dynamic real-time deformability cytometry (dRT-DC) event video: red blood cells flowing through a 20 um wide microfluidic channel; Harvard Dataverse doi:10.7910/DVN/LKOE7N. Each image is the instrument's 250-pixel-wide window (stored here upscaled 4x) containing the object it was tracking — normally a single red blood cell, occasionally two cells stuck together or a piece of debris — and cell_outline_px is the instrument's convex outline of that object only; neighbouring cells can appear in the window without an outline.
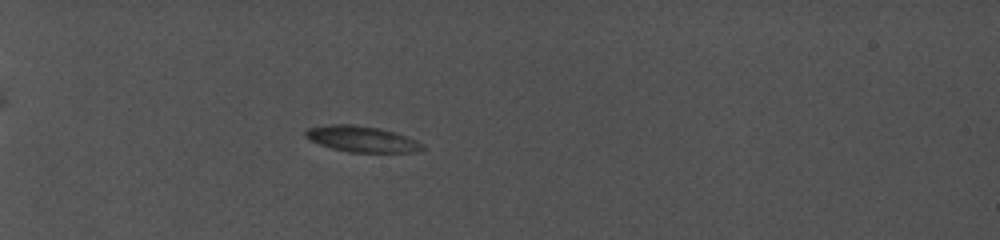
{"species": "common noctule bat (a hibernating species)", "species_latin": "Nyctalus noctula", "temperature_condition": "cold", "stored_images_in_passage": 53, "camera_frame_rate_fps": 5000, "um_per_image_px": 0.085, "animal": {"sex": "female", "body_mass_g": 19.0, "forearm_length_mm": 56.7}, "frame": {"image": 1, "passage_image": 19, "time_ms": 8.6, "image_size_px": [1000, 240], "cell_outline_px": [[424, 148], [408, 152], [348, 152], [332, 148], [320, 144], [304, 136], [304, 132], [308, 128], [332, 124], [356, 124], [380, 128], [396, 132], [408, 136], [424, 144]], "centroid_in_image_um": [30.76, 11.8], "position_along_channel_um": 54.2, "area_um2": 17.63}}
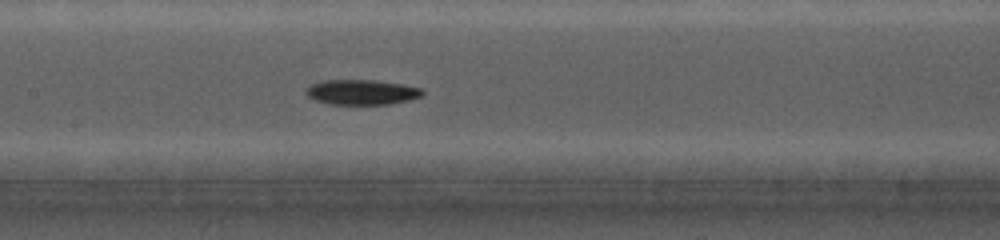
{"frame": {"image": 2, "passage_image": 36, "time_ms": 13.6, "image_size_px": [1000, 240], "cell_outline_px": [[424, 92], [420, 96], [408, 100], [388, 104], [332, 104], [316, 100], [308, 96], [304, 92], [312, 84], [324, 80], [372, 80], [400, 84], [420, 88]], "centroid_in_image_um": [30.72, 7.83], "position_along_channel_um": 176.7, "area_um2": 16.65}}
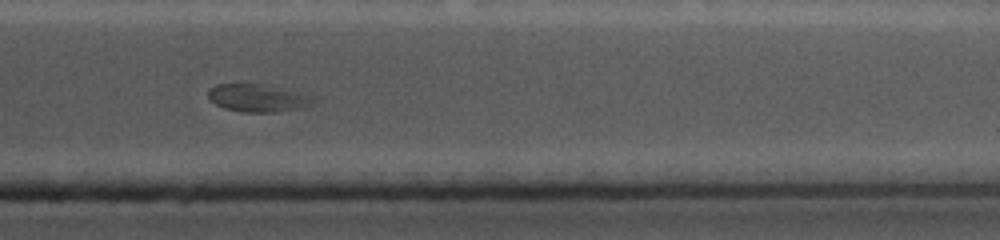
{"frame": {"image": 3, "passage_image": 52, "time_ms": 19.2, "image_size_px": [1000, 240], "cell_outline_px": [[316, 100], [308, 104], [276, 112], [244, 112], [228, 108], [216, 104], [208, 96], [208, 88], [216, 84], [260, 84]], "centroid_in_image_um": [21.68, 8.33], "position_along_channel_um": 389.7, "area_um2": 15.55}}